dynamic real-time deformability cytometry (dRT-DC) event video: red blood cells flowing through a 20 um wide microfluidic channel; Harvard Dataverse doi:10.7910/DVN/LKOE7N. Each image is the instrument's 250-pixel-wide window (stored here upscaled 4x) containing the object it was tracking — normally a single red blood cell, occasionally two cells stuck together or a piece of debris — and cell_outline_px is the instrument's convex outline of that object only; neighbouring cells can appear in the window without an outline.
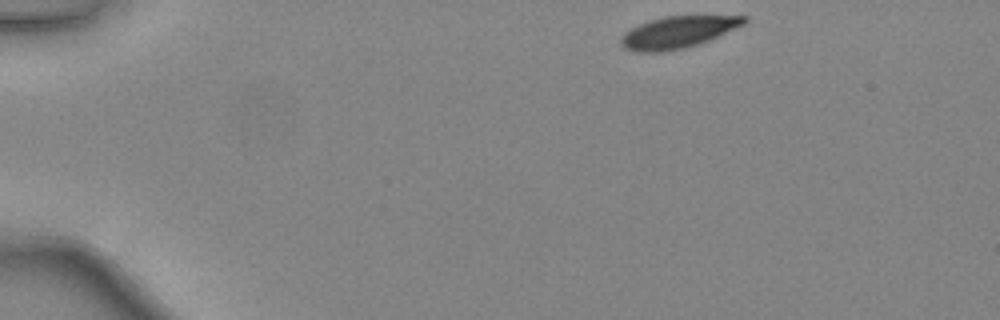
{"species": "common noctule bat (a hibernating species)", "species_latin": "Nyctalus noctula", "temperature_condition": "warm", "stored_images_in_passage": 40, "camera_frame_rate_fps": 3000, "um_per_image_px": 0.085, "animal": {"sex": "female", "body_mass_g": 24.6, "forearm_length_mm": 56.2}, "frame": {"image": 1, "passage_image": 1, "time_ms": 0.0, "image_size_px": [1000, 320], "cell_outline_px": [[748, 20], [744, 24], [708, 40], [684, 48], [664, 52], [636, 52], [624, 48], [620, 44], [620, 36], [624, 32], [648, 20], [664, 16], [748, 16]], "centroid_in_image_um": [57.56, 2.74], "position_along_channel_um": 27.4, "area_um2": 22.72}}
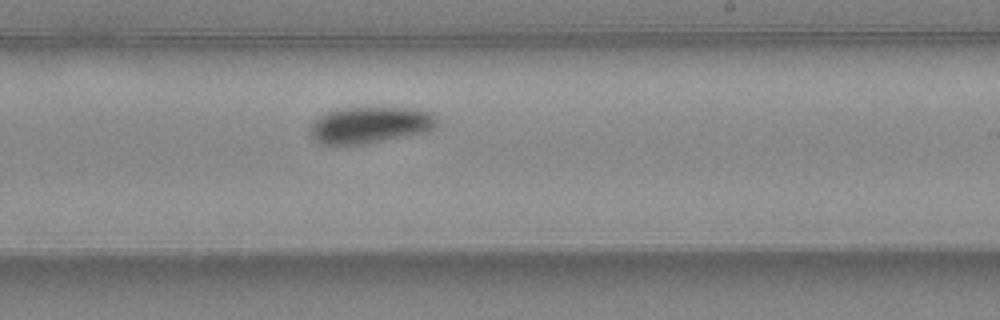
{"frame": {"image": 2, "passage_image": 23, "time_ms": 7.333, "image_size_px": [1000, 320], "cell_outline_px": [[436, 124], [428, 132], [368, 144], [340, 148], [332, 148], [320, 144], [312, 140], [308, 132], [312, 120], [336, 108], [408, 108], [432, 112], [436, 116]], "centroid_in_image_um": [31.33, 10.69], "position_along_channel_um": 257.7, "area_um2": 28.15}}
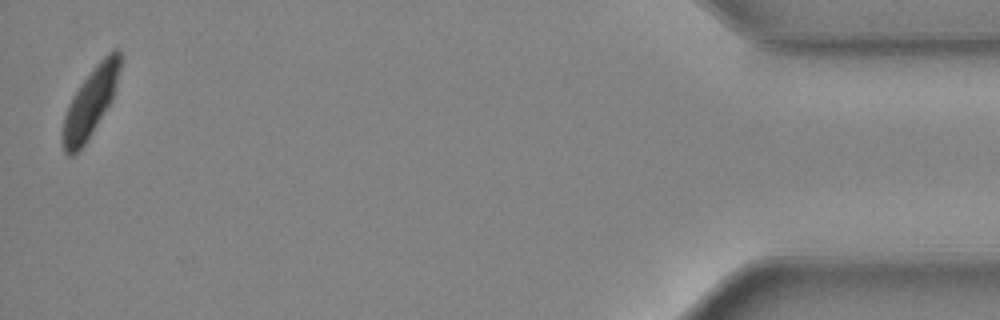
{"frame": {"image": 3, "passage_image": 40, "time_ms": 13.0, "image_size_px": [1000, 320], "cell_outline_px": [[120, 68], [112, 100], [88, 140], [72, 156], [68, 156], [64, 152], [64, 116], [68, 104], [72, 96], [96, 64], [108, 52], [116, 48], [120, 48]], "centroid_in_image_um": [7.71, 8.67], "position_along_channel_um": 427.5, "area_um2": 22.48}, "authors_computed_cell_mechanics": {"area_um2": 25.8077, "velocity_mm_per_s": 4.406, "shape_relaxation_time_tau1_ms": 2.7354, "shape_relaxation_time_tau2_ms": null, "deformation_change_tau1": 0.0992, "deformation_change_tau2": null}}